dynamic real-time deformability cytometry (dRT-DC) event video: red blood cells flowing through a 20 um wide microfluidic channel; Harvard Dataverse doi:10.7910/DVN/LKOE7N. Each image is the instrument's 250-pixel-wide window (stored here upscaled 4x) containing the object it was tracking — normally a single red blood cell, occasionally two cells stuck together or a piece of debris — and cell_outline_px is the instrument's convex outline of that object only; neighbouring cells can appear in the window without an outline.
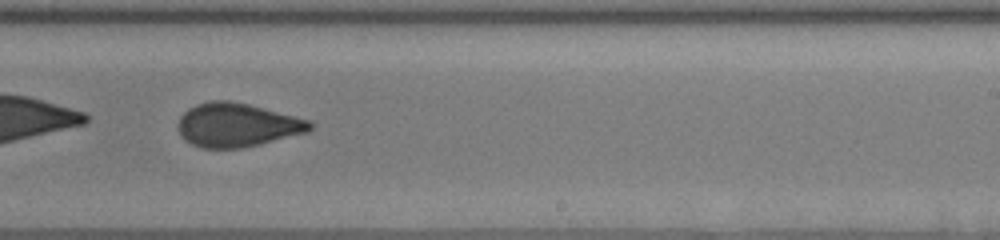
{"species": "human", "species_latin": "Homo sapiens", "temperature_condition": "cold", "stored_images_in_passage": 40, "camera_frame_rate_fps": 3000, "um_per_image_px": 0.085, "donor": {"sex": "male"}, "frame": {"image": 1, "passage_image": 29, "time_ms": 11.0, "image_size_px": [1000, 240], "cell_outline_px": [[312, 128], [308, 132], [260, 144], [240, 148], [200, 148], [184, 140], [180, 136], [176, 128], [176, 124], [180, 116], [188, 108], [196, 104], [208, 100], [228, 100], [248, 104], [312, 120]], "centroid_in_image_um": [20.11, 10.62], "position_along_channel_um": 268.9, "area_um2": 34.04}, "authors_computed_cell_mechanics": {"area_um2": 34.5066, "velocity_mm_per_s": 4.0462, "shape_relaxation_time_tau1_ms": 4.8575, "shape_relaxation_time_tau2_ms": 0.7972, "deformation_change_tau1": 0.1453, "deformation_change_tau2": 0.0497}}